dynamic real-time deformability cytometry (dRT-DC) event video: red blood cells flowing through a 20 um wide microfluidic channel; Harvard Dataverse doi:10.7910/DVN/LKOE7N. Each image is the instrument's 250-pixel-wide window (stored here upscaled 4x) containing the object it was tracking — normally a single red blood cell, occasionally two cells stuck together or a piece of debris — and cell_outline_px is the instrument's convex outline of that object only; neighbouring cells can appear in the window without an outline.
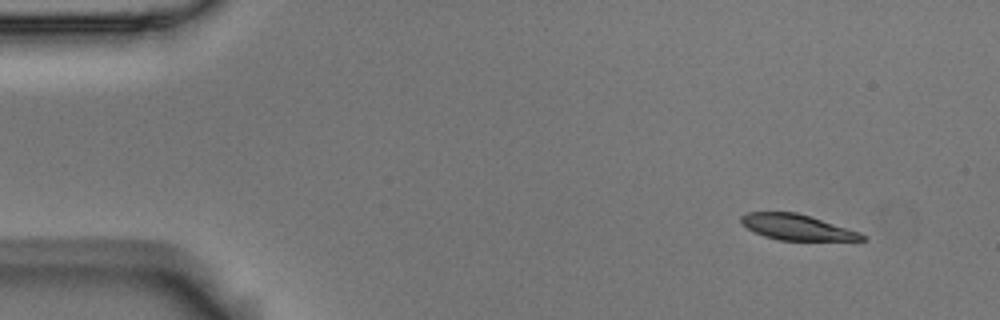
{"species": "Egyptian fruit bat (a non-hibernating species)", "species_latin": "Rousettus aegyptiacus", "temperature_condition": "room temperature", "stored_images_in_passage": 4, "camera_frame_rate_fps": 3000, "um_per_image_px": 0.085, "animal": {"sex": "male"}, "frame": {"image": 1, "passage_image": 1, "time_ms": 0.0, "image_size_px": [1000, 320], "cell_outline_px": [[868, 240], [780, 240], [764, 236], [748, 228], [740, 220], [740, 216], [748, 212], [796, 212], [860, 232], [868, 236]], "centroid_in_image_um": [67.77, 19.31], "position_along_channel_um": 17.2, "area_um2": 17.8}}
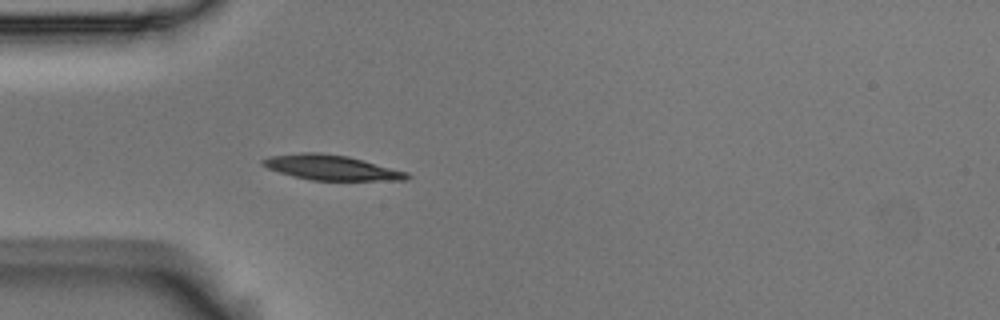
{"frame": {"image": 2, "passage_image": 4, "time_ms": 1.0, "image_size_px": [1000, 320], "cell_outline_px": [[412, 176], [408, 180], [312, 180], [292, 176], [268, 168], [260, 164], [260, 160], [268, 156], [300, 152], [320, 152], [348, 156], [408, 172]], "centroid_in_image_um": [28.14, 14.23], "position_along_channel_um": 56.9, "area_um2": 21.15}}